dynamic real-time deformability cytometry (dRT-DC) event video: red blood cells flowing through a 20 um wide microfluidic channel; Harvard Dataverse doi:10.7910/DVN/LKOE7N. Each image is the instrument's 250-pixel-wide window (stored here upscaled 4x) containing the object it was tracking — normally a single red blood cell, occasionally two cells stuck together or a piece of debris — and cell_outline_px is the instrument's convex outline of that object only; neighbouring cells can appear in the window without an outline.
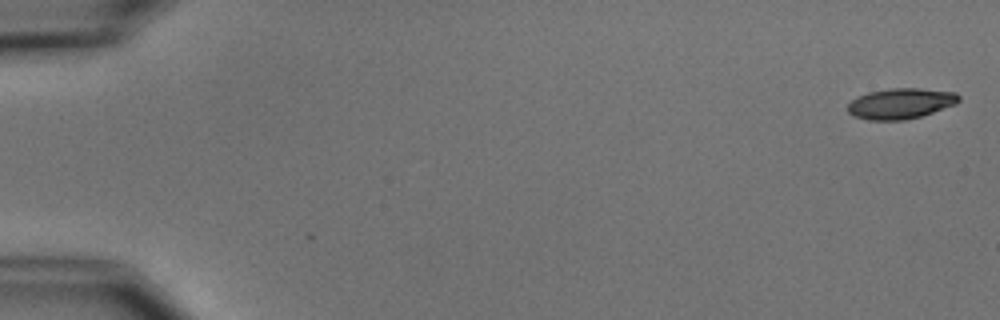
{"species": "common noctule bat (a hibernating species)", "species_latin": "Nyctalus noctula", "temperature_condition": "cold", "stored_images_in_passage": 10, "camera_frame_rate_fps": 3000, "um_per_image_px": 0.085, "animal": {"sex": "male", "body_mass_g": 15.6}, "frame": {"image": 1, "passage_image": 1, "time_ms": 0.0, "image_size_px": [1000, 320], "cell_outline_px": [[960, 100], [956, 104], [920, 116], [904, 120], [868, 120], [856, 116], [848, 112], [848, 104], [856, 96], [868, 92], [888, 88], [920, 88], [956, 92], [960, 96]], "centroid_in_image_um": [76.56, 8.78], "position_along_channel_um": 8.4, "area_um2": 19.83}}
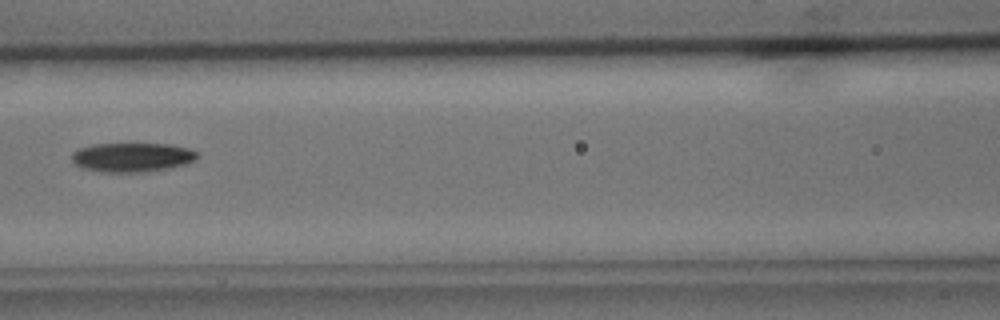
{"frame": {"image": 2, "passage_image": 7, "time_ms": 8.0, "image_size_px": [1000, 320], "cell_outline_px": [[196, 160], [184, 164], [168, 168], [144, 172], [104, 172], [84, 168], [76, 164], [72, 160], [72, 152], [80, 148], [92, 144], [168, 144], [188, 148], [196, 152]], "centroid_in_image_um": [11.21, 13.36], "position_along_channel_um": 155.4, "area_um2": 21.1}}